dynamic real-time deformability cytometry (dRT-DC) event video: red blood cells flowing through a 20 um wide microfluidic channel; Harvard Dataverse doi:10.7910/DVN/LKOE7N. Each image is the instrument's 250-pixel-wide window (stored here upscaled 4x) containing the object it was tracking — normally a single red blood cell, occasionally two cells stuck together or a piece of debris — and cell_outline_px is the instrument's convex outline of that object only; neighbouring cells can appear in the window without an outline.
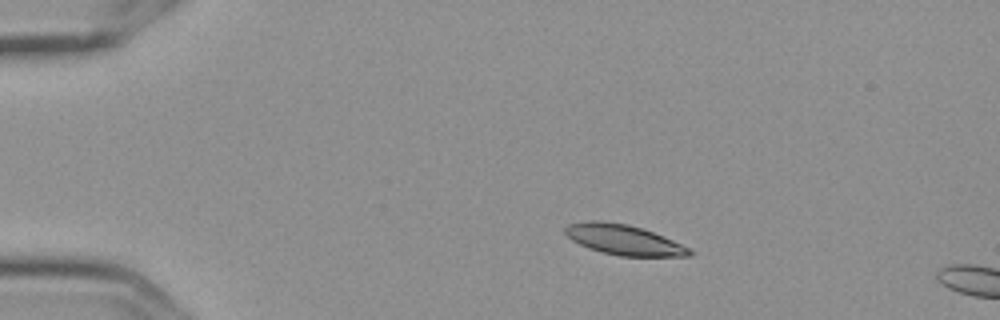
{"species": "Egyptian fruit bat (a non-hibernating species)", "species_latin": "Rousettus aegyptiacus", "temperature_condition": "cold", "stored_images_in_passage": 4, "camera_frame_rate_fps": 3000, "um_per_image_px": 0.085, "frame": {"image": 1, "passage_image": 3, "time_ms": 0.667, "image_size_px": [1000, 320], "cell_outline_px": [[692, 256], [620, 256], [600, 252], [588, 248], [572, 240], [564, 232], [564, 228], [568, 224], [588, 220], [600, 220], [628, 224], [664, 236], [692, 248]], "centroid_in_image_um": [53.02, 20.38], "position_along_channel_um": 32.0, "area_um2": 22.02}}